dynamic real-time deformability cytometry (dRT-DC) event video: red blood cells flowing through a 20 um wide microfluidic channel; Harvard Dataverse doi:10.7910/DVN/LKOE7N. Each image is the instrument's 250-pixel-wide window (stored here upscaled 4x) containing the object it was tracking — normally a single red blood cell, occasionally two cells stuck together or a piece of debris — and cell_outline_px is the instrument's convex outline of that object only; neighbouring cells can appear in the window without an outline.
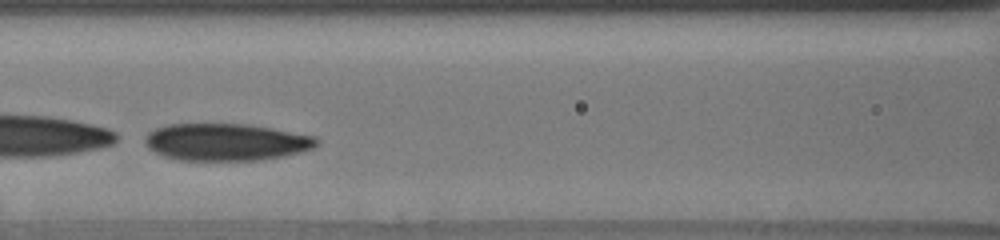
{"species": "human", "species_latin": "Homo sapiens", "temperature_condition": "cold", "stored_images_in_passage": 24, "camera_frame_rate_fps": 3000, "um_per_image_px": 0.085, "donor": {"sex": "male"}, "frame": {"image": 1, "passage_image": 12, "time_ms": 3.667, "image_size_px": [1000, 240], "cell_outline_px": [[320, 144], [312, 148], [300, 152], [264, 160], [180, 160], [164, 156], [148, 148], [144, 140], [144, 136], [148, 132], [156, 128], [168, 124], [248, 124], [272, 128], [316, 136], [320, 140]], "centroid_in_image_um": [19.24, 12.07], "position_along_channel_um": 147.4, "area_um2": 37.34}}
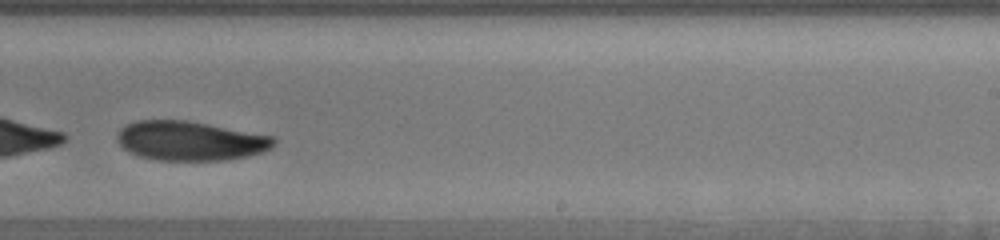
{"frame": {"image": 2, "passage_image": 22, "time_ms": 7.0, "image_size_px": [1000, 240], "cell_outline_px": [[276, 144], [272, 148], [264, 152], [248, 156], [228, 160], [156, 160], [136, 156], [128, 152], [116, 140], [116, 136], [120, 128], [136, 120], [188, 120], [276, 136]], "centroid_in_image_um": [16.2, 11.97], "position_along_channel_um": 272.8, "area_um2": 36.53}}